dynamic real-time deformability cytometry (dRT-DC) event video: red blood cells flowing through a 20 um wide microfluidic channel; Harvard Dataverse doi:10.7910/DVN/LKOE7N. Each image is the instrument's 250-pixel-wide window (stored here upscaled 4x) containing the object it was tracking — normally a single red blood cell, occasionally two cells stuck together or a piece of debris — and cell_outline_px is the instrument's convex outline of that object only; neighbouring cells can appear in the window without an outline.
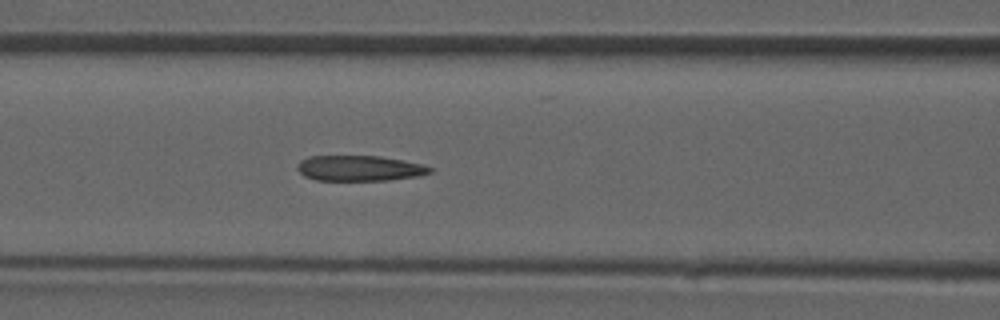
{"species": "common noctule bat (a hibernating species)", "species_latin": "Nyctalus noctula", "temperature_condition": "room temperature", "stored_images_in_passage": 45, "camera_frame_rate_fps": 3000, "um_per_image_px": 0.085, "animal": {"sex": "male", "forearm_length_mm": 52.5}, "frame": {"image": 1, "passage_image": 19, "time_ms": 6.0, "image_size_px": [1000, 320], "cell_outline_px": [[432, 172], [420, 176], [388, 180], [316, 180], [304, 176], [296, 168], [296, 164], [300, 160], [308, 156], [380, 156], [404, 160], [424, 164], [432, 168]], "centroid_in_image_um": [30.56, 14.29], "position_along_channel_um": 136.0, "area_um2": 19.88}}